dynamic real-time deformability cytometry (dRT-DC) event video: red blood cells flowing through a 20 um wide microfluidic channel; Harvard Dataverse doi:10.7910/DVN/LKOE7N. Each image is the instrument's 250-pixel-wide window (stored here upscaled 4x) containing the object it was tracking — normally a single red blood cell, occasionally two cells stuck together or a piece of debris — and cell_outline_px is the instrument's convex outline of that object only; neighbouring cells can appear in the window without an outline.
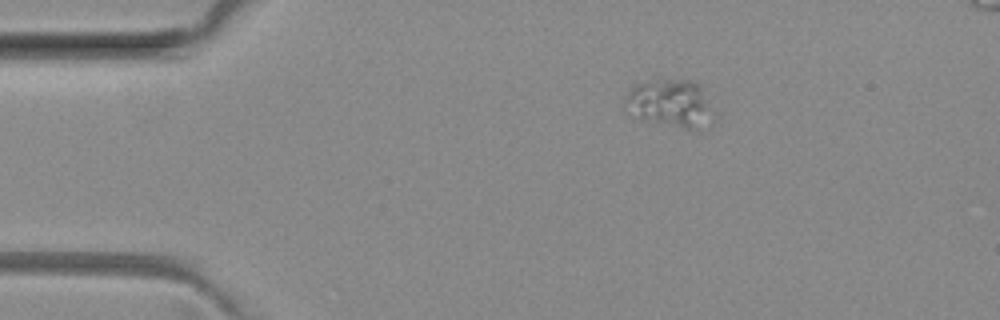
{"species": "common noctule bat (a hibernating species)", "species_latin": "Nyctalus noctula", "temperature_condition": "room temperature", "stored_images_in_passage": 44, "camera_frame_rate_fps": 3000, "um_per_image_px": 0.085, "animal": {"sex": "female", "body_mass_g": 29.2, "forearm_length_mm": 56.3}, "frame": {"image": 1, "passage_image": 1, "time_ms": 0.0, "image_size_px": [1000, 320], "cell_outline_px": [[716, 120], [712, 124], [700, 132], [684, 128], [640, 116], [632, 112], [628, 96], [628, 92], [636, 84], [664, 80], [688, 80], [704, 84]], "centroid_in_image_um": [57.25, 8.79], "position_along_channel_um": 27.8, "area_um2": 24.16}}
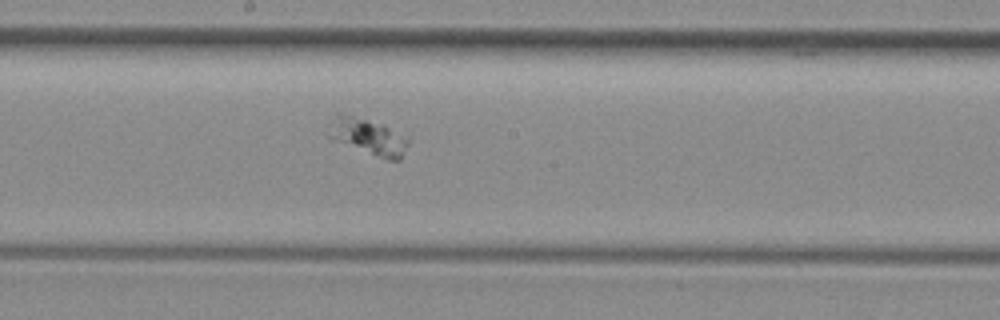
{"frame": {"image": 2, "passage_image": 20, "time_ms": 6.333, "image_size_px": [1000, 320], "cell_outline_px": [[408, 144], [400, 160], [388, 160], [332, 140], [328, 136], [328, 124], [340, 112], [384, 124], [408, 140]], "centroid_in_image_um": [31.23, 11.6], "position_along_channel_um": 217.0, "area_um2": 16.7}}
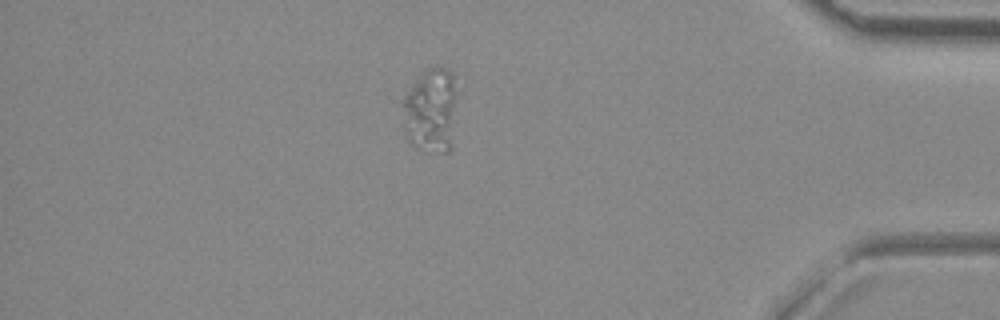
{"frame": {"image": 3, "passage_image": 37, "time_ms": 12.0, "image_size_px": [1000, 320], "cell_outline_px": [[456, 96], [452, 148], [448, 152], [440, 152], [420, 148], [412, 144], [404, 128], [400, 104], [404, 96], [420, 72], [428, 68], [440, 64], [448, 68], [452, 72]], "centroid_in_image_um": [36.61, 9.32], "position_along_channel_um": 398.6, "area_um2": 27.34}}